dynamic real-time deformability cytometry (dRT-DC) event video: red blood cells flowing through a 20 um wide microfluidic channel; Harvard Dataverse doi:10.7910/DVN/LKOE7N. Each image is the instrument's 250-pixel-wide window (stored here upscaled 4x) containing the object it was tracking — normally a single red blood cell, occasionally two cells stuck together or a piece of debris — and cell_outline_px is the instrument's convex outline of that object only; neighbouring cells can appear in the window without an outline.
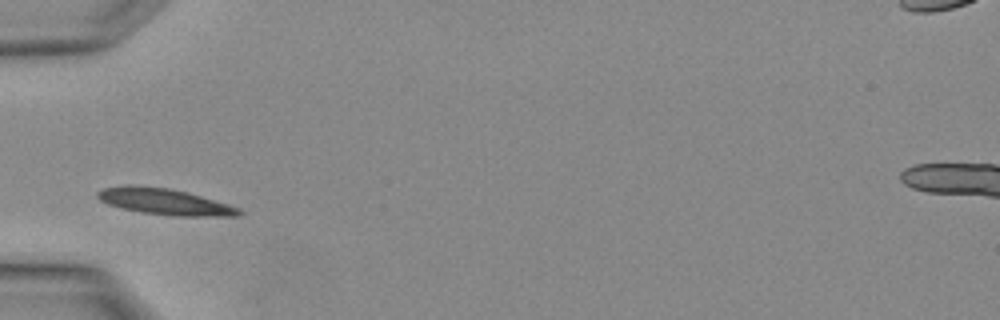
{"species": "Egyptian fruit bat (a non-hibernating species)", "species_latin": "Rousettus aegyptiacus", "temperature_condition": "warm", "stored_images_in_passage": 3, "camera_frame_rate_fps": 3000, "um_per_image_px": 0.085, "animal": {"sex": "female"}, "frame": {"image": 1, "passage_image": 3, "time_ms": 0.667, "image_size_px": [1000, 320], "cell_outline_px": [[244, 212], [240, 216], [172, 216], [140, 212], [120, 208], [108, 204], [100, 200], [96, 196], [96, 192], [104, 188], [128, 184], [132, 184], [168, 188], [188, 192], [228, 204], [240, 208]], "centroid_in_image_um": [13.99, 17.14], "position_along_channel_um": 71.0, "area_um2": 21.85}}